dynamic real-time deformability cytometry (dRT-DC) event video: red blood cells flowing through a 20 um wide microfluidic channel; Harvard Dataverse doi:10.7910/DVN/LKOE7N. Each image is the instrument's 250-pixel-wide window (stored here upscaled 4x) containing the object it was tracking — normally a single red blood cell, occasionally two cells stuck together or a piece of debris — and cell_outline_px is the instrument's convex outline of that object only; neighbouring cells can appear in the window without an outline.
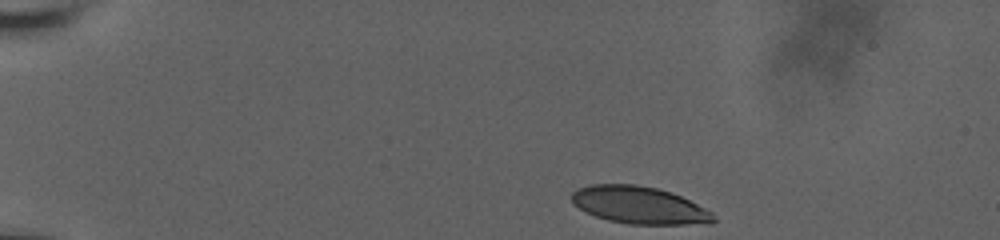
{"species": "human", "species_latin": "Homo sapiens", "temperature_condition": "room temperature", "stored_images_in_passage": 41, "camera_frame_rate_fps": 3000, "um_per_image_px": 0.085, "donor": {"sex": "male"}, "frame": {"image": 1, "passage_image": 1, "time_ms": 0.0, "image_size_px": [1000, 240], "cell_outline_px": [[716, 220], [708, 224], [628, 224], [608, 220], [584, 212], [572, 200], [572, 192], [576, 188], [592, 184], [636, 184], [656, 188], [672, 192], [712, 212]], "centroid_in_image_um": [54.33, 17.44], "position_along_channel_um": 30.7, "area_um2": 30.75}}
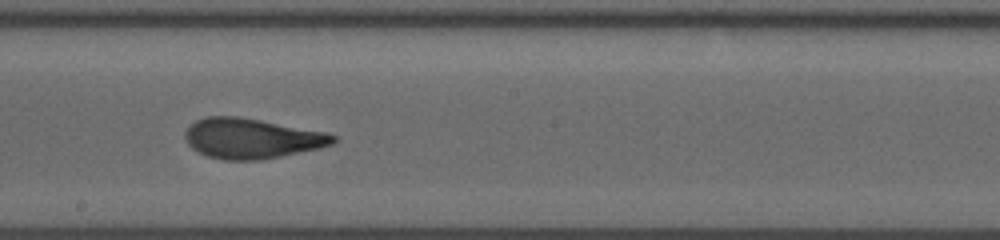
{"frame": {"image": 2, "passage_image": 20, "time_ms": 7.667, "image_size_px": [1000, 240], "cell_outline_px": [[340, 136], [332, 144], [320, 148], [260, 160], [224, 160], [208, 156], [192, 148], [188, 144], [184, 136], [184, 132], [196, 120], [208, 116], [236, 116], [260, 120], [328, 132]], "centroid_in_image_um": [21.42, 11.76], "position_along_channel_um": 226.8, "area_um2": 34.62}}
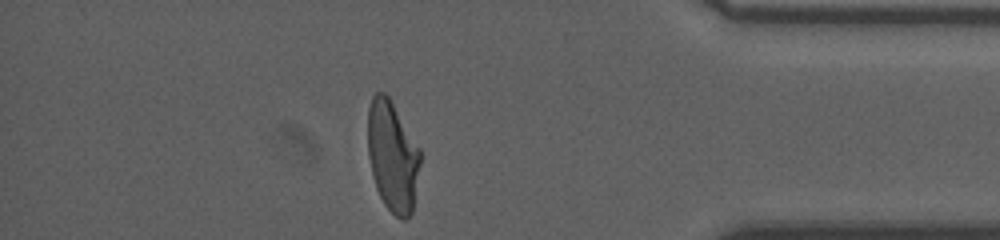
{"frame": {"image": 3, "passage_image": 38, "time_ms": 13.0, "image_size_px": [1000, 240], "cell_outline_px": [[420, 164], [412, 212], [404, 220], [400, 220], [384, 204], [376, 188], [372, 176], [368, 156], [368, 108], [372, 96], [376, 92], [384, 92], [388, 96], [420, 148]], "centroid_in_image_um": [33.35, 13.28], "position_along_channel_um": 401.8, "area_um2": 33.7}, "authors_computed_cell_mechanics": {"area_um2": 33.9864, "velocity_mm_per_s": 3.7861, "shape_relaxation_time_tau1_ms": 7.0949, "shape_relaxation_time_tau2_ms": 1.0898, "deformation_change_tau1": 0.2373, "deformation_change_tau2": 0.0833}}